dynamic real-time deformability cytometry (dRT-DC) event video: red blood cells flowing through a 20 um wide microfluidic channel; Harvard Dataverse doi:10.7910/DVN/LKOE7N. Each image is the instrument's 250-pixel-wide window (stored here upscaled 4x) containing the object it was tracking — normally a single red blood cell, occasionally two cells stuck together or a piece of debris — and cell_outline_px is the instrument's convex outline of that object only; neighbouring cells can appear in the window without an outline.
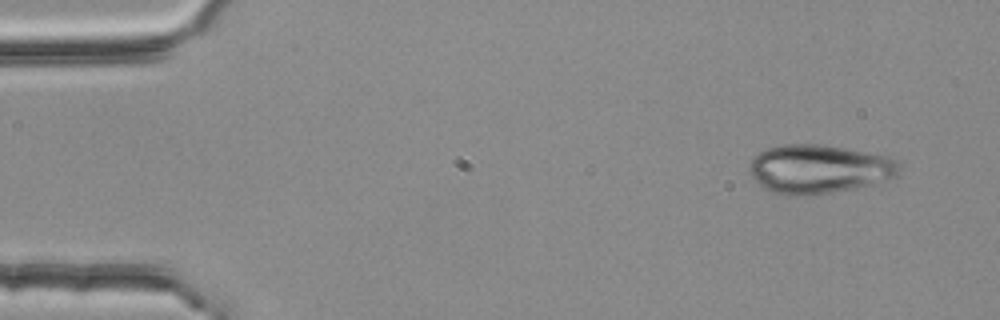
{"species": "common noctule bat (a hibernating species)", "species_latin": "Nyctalus noctula", "temperature_condition": "room temperature", "stored_images_in_passage": 2, "camera_frame_rate_fps": 3000, "um_per_image_px": 0.085, "animal": {"sex": "female", "body_mass_g": 25.1}, "frame": {"image": 1, "passage_image": 1, "time_ms": 0.0, "image_size_px": [1000, 320], "cell_outline_px": [[900, 176], [856, 188], [832, 192], [796, 196], [784, 196], [772, 192], [764, 188], [748, 172], [748, 168], [752, 160], [760, 152], [768, 148], [784, 144], [820, 144], [844, 148], [888, 156], [896, 160], [900, 164]], "centroid_in_image_um": [69.62, 14.37], "position_along_channel_um": 15.4, "area_um2": 42.66}}